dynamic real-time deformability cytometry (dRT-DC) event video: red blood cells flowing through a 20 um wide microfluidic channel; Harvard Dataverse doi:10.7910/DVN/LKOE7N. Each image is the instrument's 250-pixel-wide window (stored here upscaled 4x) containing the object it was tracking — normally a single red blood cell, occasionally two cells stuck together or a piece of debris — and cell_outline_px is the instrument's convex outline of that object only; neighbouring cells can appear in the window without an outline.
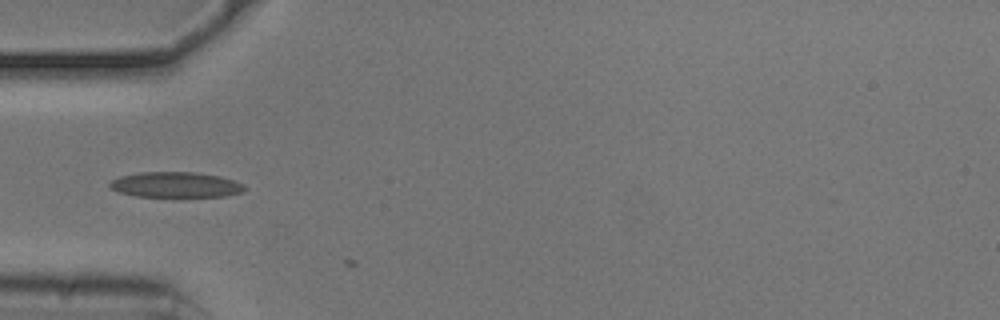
{"species": "common noctule bat (a hibernating species)", "species_latin": "Nyctalus noctula", "temperature_condition": "cold", "stored_images_in_passage": 4, "camera_frame_rate_fps": 3000, "um_per_image_px": 0.085, "animal": {"sex": "male", "body_mass_g": 20.5, "forearm_length_mm": 52.5}, "frame": {"image": 1, "passage_image": 2, "time_ms": 0.333, "image_size_px": [1000, 320], "cell_outline_px": [[248, 188], [244, 192], [224, 196], [180, 200], [136, 196], [120, 192], [112, 188], [108, 184], [112, 180], [120, 176], [140, 172], [196, 172], [220, 176], [244, 184]], "centroid_in_image_um": [14.99, 15.76], "position_along_channel_um": 70.0, "area_um2": 21.15}}